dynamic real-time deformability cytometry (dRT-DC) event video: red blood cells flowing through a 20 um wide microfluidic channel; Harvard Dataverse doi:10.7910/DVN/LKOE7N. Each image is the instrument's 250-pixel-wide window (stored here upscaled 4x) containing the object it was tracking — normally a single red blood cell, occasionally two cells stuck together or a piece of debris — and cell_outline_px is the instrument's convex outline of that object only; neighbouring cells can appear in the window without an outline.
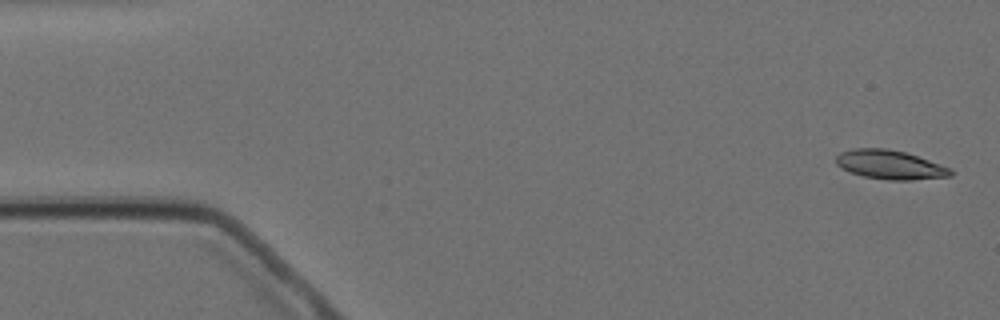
{"species": "Egyptian fruit bat (a non-hibernating species)", "species_latin": "Rousettus aegyptiacus", "temperature_condition": "cold", "stored_images_in_passage": 4, "camera_frame_rate_fps": 3000, "um_per_image_px": 0.085, "animal": {"sex": "female"}, "frame": {"image": 1, "passage_image": 1, "time_ms": 0.0, "image_size_px": [1000, 320], "cell_outline_px": [[952, 176], [912, 180], [888, 180], [864, 176], [852, 172], [836, 164], [836, 156], [840, 152], [852, 148], [888, 148], [904, 152], [952, 168]], "centroid_in_image_um": [75.66, 13.99], "position_along_channel_um": 9.3, "area_um2": 19.25}}
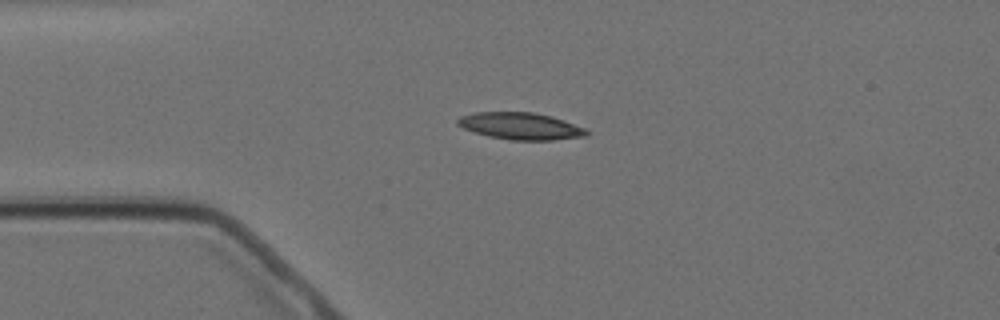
{"frame": {"image": 2, "passage_image": 4, "time_ms": 3.667, "image_size_px": [1000, 320], "cell_outline_px": [[588, 136], [552, 140], [512, 140], [488, 136], [464, 128], [456, 124], [456, 120], [460, 116], [476, 112], [532, 112], [552, 116], [564, 120], [584, 128], [588, 132]], "centroid_in_image_um": [44.25, 10.71], "position_along_channel_um": 40.8, "area_um2": 20.17}}